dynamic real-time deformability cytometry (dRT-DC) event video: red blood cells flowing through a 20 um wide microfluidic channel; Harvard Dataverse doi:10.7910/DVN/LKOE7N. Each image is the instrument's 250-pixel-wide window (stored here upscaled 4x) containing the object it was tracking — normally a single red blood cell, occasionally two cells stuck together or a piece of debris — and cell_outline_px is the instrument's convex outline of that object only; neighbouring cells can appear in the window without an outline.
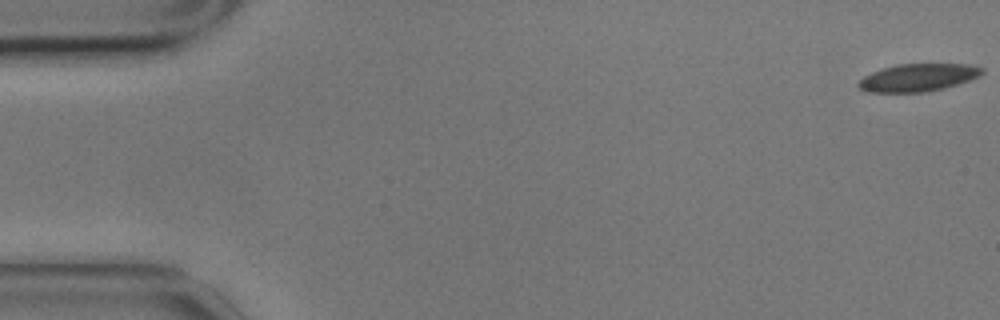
{"species": "common noctule bat (a hibernating species)", "species_latin": "Nyctalus noctula", "temperature_condition": "cold", "stored_images_in_passage": 57, "camera_frame_rate_fps": 3000, "um_per_image_px": 0.085, "animal": {"sex": "male", "body_mass_g": 17.9}, "frame": {"image": 1, "passage_image": 1, "time_ms": 0.0, "image_size_px": [1000, 320], "cell_outline_px": [[984, 72], [980, 76], [944, 88], [928, 92], [868, 92], [860, 88], [856, 84], [864, 76], [872, 72], [896, 64], [968, 64], [984, 68]], "centroid_in_image_um": [78.04, 6.59], "position_along_channel_um": 7.0, "area_um2": 19.83}}
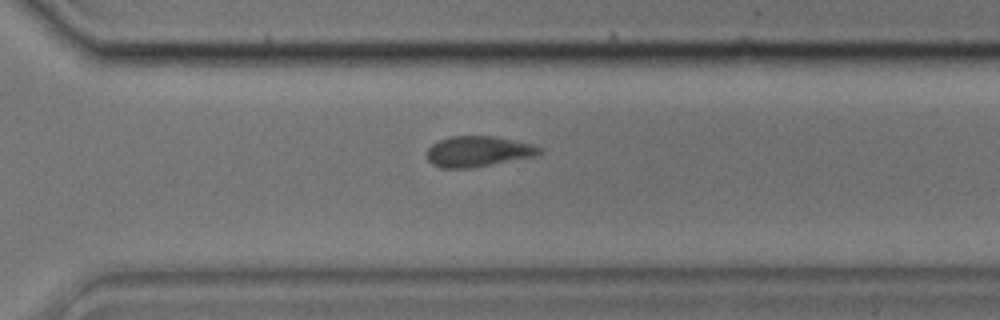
{"frame": {"image": 2, "passage_image": 41, "time_ms": 13.333, "image_size_px": [1000, 320], "cell_outline_px": [[544, 152], [532, 156], [472, 168], [440, 168], [432, 164], [428, 160], [428, 148], [432, 144], [440, 140], [452, 136], [496, 136], [532, 144], [544, 148]], "centroid_in_image_um": [40.65, 12.87], "position_along_channel_um": 329.9, "area_um2": 20.0}}
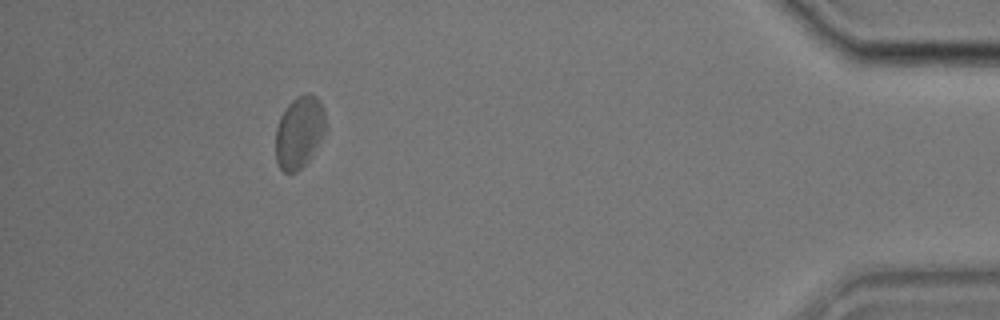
{"frame": {"image": 3, "passage_image": 53, "time_ms": 17.333, "image_size_px": [1000, 320], "cell_outline_px": [[328, 128], [308, 160], [296, 172], [284, 172], [280, 168], [276, 160], [276, 128], [280, 116], [288, 104], [296, 96], [304, 92], [308, 92], [316, 96], [320, 100], [324, 112]], "centroid_in_image_um": [25.46, 11.18], "position_along_channel_um": 409.7, "area_um2": 21.21}, "authors_computed_cell_mechanics": {"area_um2": 21.2704, "velocity_mm_per_s": 3.4446, "shape_relaxation_time_tau1_ms": 2.1749, "shape_relaxation_time_tau2_ms": 9.3092, "deformation_change_tau1": 0.0627, "deformation_change_tau2": 0.1615}}